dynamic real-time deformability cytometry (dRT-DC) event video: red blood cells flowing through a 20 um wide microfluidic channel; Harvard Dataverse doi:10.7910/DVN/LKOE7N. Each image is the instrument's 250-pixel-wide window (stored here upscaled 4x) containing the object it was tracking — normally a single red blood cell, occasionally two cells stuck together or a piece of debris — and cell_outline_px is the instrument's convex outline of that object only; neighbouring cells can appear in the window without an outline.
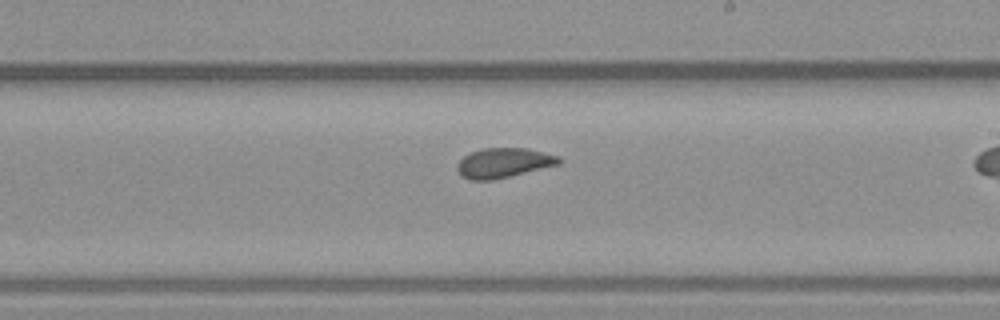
{"species": "common noctule bat (a hibernating species)", "species_latin": "Nyctalus noctula", "temperature_condition": "warm", "stored_images_in_passage": 29, "camera_frame_rate_fps": 3000, "um_per_image_px": 0.085, "animal": {"sex": "male", "body_mass_g": 23.1, "forearm_length_mm": 52.7}, "frame": {"image": 1, "passage_image": 21, "time_ms": 6.667, "image_size_px": [1000, 320], "cell_outline_px": [[560, 164], [492, 180], [468, 180], [460, 176], [456, 168], [456, 164], [464, 156], [472, 152], [484, 148], [528, 148], [560, 156]], "centroid_in_image_um": [42.78, 13.84], "position_along_channel_um": 246.2, "area_um2": 17.63}}